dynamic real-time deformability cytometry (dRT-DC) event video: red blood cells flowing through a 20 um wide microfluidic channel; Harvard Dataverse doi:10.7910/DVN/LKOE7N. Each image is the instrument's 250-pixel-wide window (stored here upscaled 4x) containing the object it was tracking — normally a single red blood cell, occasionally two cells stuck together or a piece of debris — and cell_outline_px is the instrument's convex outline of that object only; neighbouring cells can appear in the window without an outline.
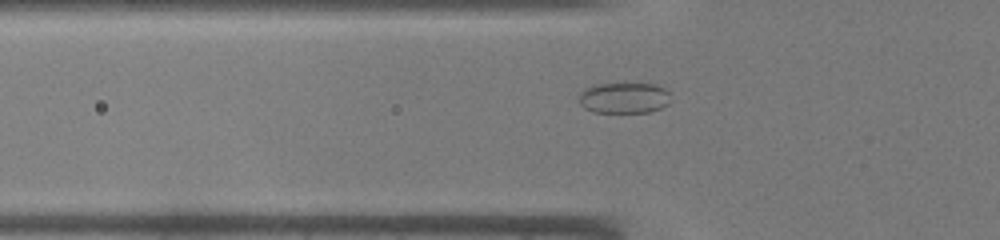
{"species": "common noctule bat (a hibernating species)", "species_latin": "Nyctalus noctula", "temperature_condition": "warm", "stored_images_in_passage": 28, "camera_frame_rate_fps": 3000, "um_per_image_px": 0.085, "animal": {"sex": "male", "body_mass_g": 19.0, "forearm_length_mm": 50.8}, "frame": {"image": 1, "passage_image": 3, "time_ms": 0.667, "image_size_px": [1000, 240], "cell_outline_px": [[668, 104], [660, 108], [648, 112], [592, 112], [584, 108], [580, 104], [580, 92], [584, 88], [592, 84], [652, 84], [664, 88], [668, 92]], "centroid_in_image_um": [52.99, 8.32], "position_along_channel_um": 72.8, "area_um2": 16.36}}
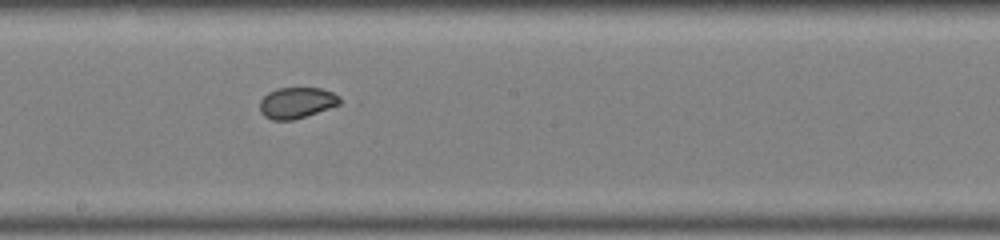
{"frame": {"image": 2, "passage_image": 13, "time_ms": 4.0, "image_size_px": [1000, 240], "cell_outline_px": [[340, 104], [292, 120], [272, 120], [264, 116], [260, 112], [260, 100], [268, 92], [276, 88], [320, 88], [332, 92], [340, 96]], "centroid_in_image_um": [25.18, 8.72], "position_along_channel_um": 223.0, "area_um2": 14.33}}
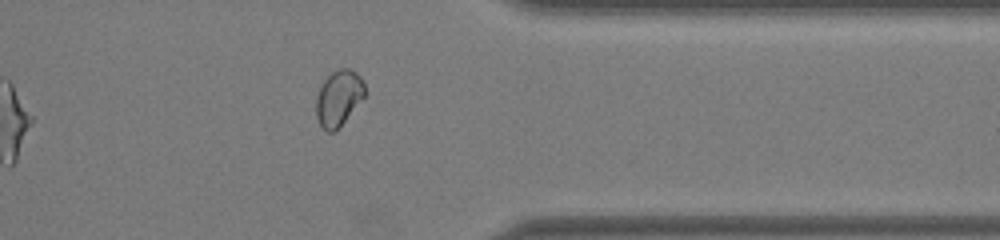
{"frame": {"image": 3, "passage_image": 24, "time_ms": 7.667, "image_size_px": [1000, 240], "cell_outline_px": [[364, 96], [344, 120], [332, 132], [328, 132], [320, 124], [316, 116], [316, 96], [320, 84], [332, 72], [340, 68], [348, 68], [356, 72], [360, 76], [364, 84]], "centroid_in_image_um": [28.75, 8.28], "position_along_channel_um": 382.6, "area_um2": 15.37}}